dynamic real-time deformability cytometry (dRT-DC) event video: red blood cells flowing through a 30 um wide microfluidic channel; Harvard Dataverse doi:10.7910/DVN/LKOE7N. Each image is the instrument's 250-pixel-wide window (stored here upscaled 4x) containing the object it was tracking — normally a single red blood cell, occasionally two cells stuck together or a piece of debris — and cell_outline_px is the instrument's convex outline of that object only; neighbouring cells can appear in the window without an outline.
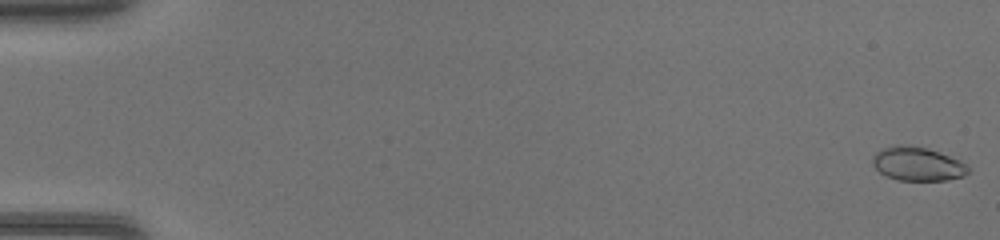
{"species": "common noctule bat (a hibernating species)", "species_latin": "Nyctalus noctula", "temperature_condition": "warm", "stored_images_in_passage": 47, "camera_frame_rate_fps": 3000, "um_per_image_px": 0.085, "animal": {"sex": "female", "body_mass_g": 17.0, "forearm_length_mm": 48.0}, "frame": {"image": 1, "passage_image": 1, "time_ms": 0.0, "image_size_px": [1000, 240], "cell_outline_px": [[968, 172], [964, 176], [948, 180], [896, 180], [880, 172], [872, 164], [872, 156], [880, 148], [892, 144], [908, 144], [924, 148], [960, 160], [968, 168]], "centroid_in_image_um": [77.93, 13.92], "position_along_channel_um": 7.1, "area_um2": 18.79}}
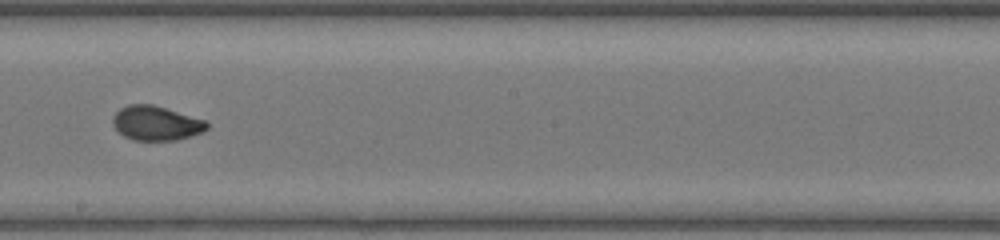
{"frame": {"image": 2, "passage_image": 28, "time_ms": 9.0, "image_size_px": [1000, 240], "cell_outline_px": [[208, 128], [204, 132], [176, 140], [132, 140], [124, 136], [112, 124], [112, 116], [120, 108], [128, 104], [152, 104], [204, 120], [208, 124]], "centroid_in_image_um": [13.24, 10.47], "position_along_channel_um": 235.0, "area_um2": 18.79}}
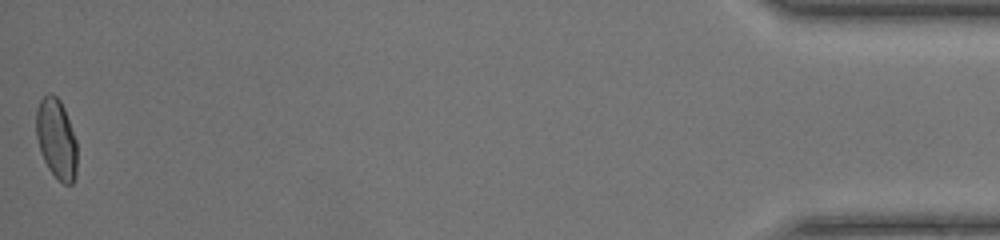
{"frame": {"image": 3, "passage_image": 47, "time_ms": 15.333, "image_size_px": [1000, 240], "cell_outline_px": [[76, 176], [72, 184], [64, 184], [48, 168], [40, 152], [36, 136], [36, 108], [40, 100], [48, 92], [56, 96], [60, 100], [64, 108], [76, 140]], "centroid_in_image_um": [4.78, 11.78], "position_along_channel_um": 430.4, "area_um2": 19.02}}